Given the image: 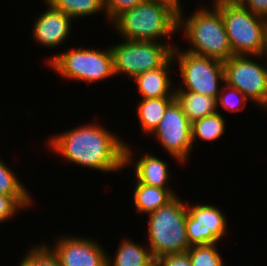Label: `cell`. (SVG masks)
I'll use <instances>...</instances> for the list:
<instances>
[{
  "instance_id": "obj_1",
  "label": "cell",
  "mask_w": 267,
  "mask_h": 266,
  "mask_svg": "<svg viewBox=\"0 0 267 266\" xmlns=\"http://www.w3.org/2000/svg\"><path fill=\"white\" fill-rule=\"evenodd\" d=\"M50 151L68 163L99 172H118L125 168V140L98 122L79 125L47 139Z\"/></svg>"
},
{
  "instance_id": "obj_2",
  "label": "cell",
  "mask_w": 267,
  "mask_h": 266,
  "mask_svg": "<svg viewBox=\"0 0 267 266\" xmlns=\"http://www.w3.org/2000/svg\"><path fill=\"white\" fill-rule=\"evenodd\" d=\"M123 40L176 44L164 38L178 33V12L160 0H145L117 16L111 23ZM163 40V41H162Z\"/></svg>"
},
{
  "instance_id": "obj_3",
  "label": "cell",
  "mask_w": 267,
  "mask_h": 266,
  "mask_svg": "<svg viewBox=\"0 0 267 266\" xmlns=\"http://www.w3.org/2000/svg\"><path fill=\"white\" fill-rule=\"evenodd\" d=\"M185 13H178V33H184L183 36L191 45L185 51L222 62L234 55L221 12L217 7L210 9L209 5L202 4L190 16Z\"/></svg>"
},
{
  "instance_id": "obj_4",
  "label": "cell",
  "mask_w": 267,
  "mask_h": 266,
  "mask_svg": "<svg viewBox=\"0 0 267 266\" xmlns=\"http://www.w3.org/2000/svg\"><path fill=\"white\" fill-rule=\"evenodd\" d=\"M187 202L177 195L167 205L148 214L147 238L153 258L166 254L185 253L191 247L187 240Z\"/></svg>"
},
{
  "instance_id": "obj_5",
  "label": "cell",
  "mask_w": 267,
  "mask_h": 266,
  "mask_svg": "<svg viewBox=\"0 0 267 266\" xmlns=\"http://www.w3.org/2000/svg\"><path fill=\"white\" fill-rule=\"evenodd\" d=\"M46 63L58 76L87 84H95L115 75L110 46L100 50L94 49L93 46L85 48L81 45L49 56Z\"/></svg>"
},
{
  "instance_id": "obj_6",
  "label": "cell",
  "mask_w": 267,
  "mask_h": 266,
  "mask_svg": "<svg viewBox=\"0 0 267 266\" xmlns=\"http://www.w3.org/2000/svg\"><path fill=\"white\" fill-rule=\"evenodd\" d=\"M217 8L221 12L234 55H263L267 20L256 16L238 3H223Z\"/></svg>"
},
{
  "instance_id": "obj_7",
  "label": "cell",
  "mask_w": 267,
  "mask_h": 266,
  "mask_svg": "<svg viewBox=\"0 0 267 266\" xmlns=\"http://www.w3.org/2000/svg\"><path fill=\"white\" fill-rule=\"evenodd\" d=\"M179 48L177 45L173 49L172 58L177 61L174 63L178 64L183 85L177 84L175 91H191L217 98L221 84L225 83L223 62Z\"/></svg>"
},
{
  "instance_id": "obj_8",
  "label": "cell",
  "mask_w": 267,
  "mask_h": 266,
  "mask_svg": "<svg viewBox=\"0 0 267 266\" xmlns=\"http://www.w3.org/2000/svg\"><path fill=\"white\" fill-rule=\"evenodd\" d=\"M111 45L115 75L135 78L144 72L162 67L171 57L176 44L151 41L120 40Z\"/></svg>"
},
{
  "instance_id": "obj_9",
  "label": "cell",
  "mask_w": 267,
  "mask_h": 266,
  "mask_svg": "<svg viewBox=\"0 0 267 266\" xmlns=\"http://www.w3.org/2000/svg\"><path fill=\"white\" fill-rule=\"evenodd\" d=\"M254 58V60H253ZM261 56L233 55L223 62L225 83L237 88L254 105L267 108V63L260 64Z\"/></svg>"
},
{
  "instance_id": "obj_10",
  "label": "cell",
  "mask_w": 267,
  "mask_h": 266,
  "mask_svg": "<svg viewBox=\"0 0 267 266\" xmlns=\"http://www.w3.org/2000/svg\"><path fill=\"white\" fill-rule=\"evenodd\" d=\"M153 137L173 157L175 162L184 164L190 159L193 149L191 122L174 100L167 108L158 127L152 132Z\"/></svg>"
},
{
  "instance_id": "obj_11",
  "label": "cell",
  "mask_w": 267,
  "mask_h": 266,
  "mask_svg": "<svg viewBox=\"0 0 267 266\" xmlns=\"http://www.w3.org/2000/svg\"><path fill=\"white\" fill-rule=\"evenodd\" d=\"M187 210L185 226L190 246L218 243L227 235V217L219 207L187 203Z\"/></svg>"
},
{
  "instance_id": "obj_12",
  "label": "cell",
  "mask_w": 267,
  "mask_h": 266,
  "mask_svg": "<svg viewBox=\"0 0 267 266\" xmlns=\"http://www.w3.org/2000/svg\"><path fill=\"white\" fill-rule=\"evenodd\" d=\"M60 236H57L59 239L56 237L53 246L44 244L61 266H107V251L97 240L76 235Z\"/></svg>"
},
{
  "instance_id": "obj_13",
  "label": "cell",
  "mask_w": 267,
  "mask_h": 266,
  "mask_svg": "<svg viewBox=\"0 0 267 266\" xmlns=\"http://www.w3.org/2000/svg\"><path fill=\"white\" fill-rule=\"evenodd\" d=\"M47 7L32 27V37L36 44L45 48H58L67 41L71 33L73 19L62 11L52 8L48 3Z\"/></svg>"
},
{
  "instance_id": "obj_14",
  "label": "cell",
  "mask_w": 267,
  "mask_h": 266,
  "mask_svg": "<svg viewBox=\"0 0 267 266\" xmlns=\"http://www.w3.org/2000/svg\"><path fill=\"white\" fill-rule=\"evenodd\" d=\"M133 150L130 145L125 144V167L134 166L135 180L139 183L159 188H171L168 185L170 182L169 174H171L168 167L169 164L165 160H161L160 157L154 156V154L145 152L140 154L138 159L135 160ZM151 154V155H150ZM135 163V164H134ZM134 164V165H133Z\"/></svg>"
},
{
  "instance_id": "obj_15",
  "label": "cell",
  "mask_w": 267,
  "mask_h": 266,
  "mask_svg": "<svg viewBox=\"0 0 267 266\" xmlns=\"http://www.w3.org/2000/svg\"><path fill=\"white\" fill-rule=\"evenodd\" d=\"M174 62L171 57L162 67L144 72L133 79L141 99L174 97L175 86L171 77Z\"/></svg>"
},
{
  "instance_id": "obj_16",
  "label": "cell",
  "mask_w": 267,
  "mask_h": 266,
  "mask_svg": "<svg viewBox=\"0 0 267 266\" xmlns=\"http://www.w3.org/2000/svg\"><path fill=\"white\" fill-rule=\"evenodd\" d=\"M133 185H135L133 205L135 206V210L141 213L142 216L143 214L148 215L167 205L177 196V193H175V190L173 191L172 188L149 186L139 183L137 180Z\"/></svg>"
},
{
  "instance_id": "obj_17",
  "label": "cell",
  "mask_w": 267,
  "mask_h": 266,
  "mask_svg": "<svg viewBox=\"0 0 267 266\" xmlns=\"http://www.w3.org/2000/svg\"><path fill=\"white\" fill-rule=\"evenodd\" d=\"M113 256H110L109 253L107 254V266L156 265V260L153 258L150 248L148 246H140V244L129 240V238L122 239Z\"/></svg>"
},
{
  "instance_id": "obj_18",
  "label": "cell",
  "mask_w": 267,
  "mask_h": 266,
  "mask_svg": "<svg viewBox=\"0 0 267 266\" xmlns=\"http://www.w3.org/2000/svg\"><path fill=\"white\" fill-rule=\"evenodd\" d=\"M174 97L191 123L218 112L216 98L191 91H175Z\"/></svg>"
},
{
  "instance_id": "obj_19",
  "label": "cell",
  "mask_w": 267,
  "mask_h": 266,
  "mask_svg": "<svg viewBox=\"0 0 267 266\" xmlns=\"http://www.w3.org/2000/svg\"><path fill=\"white\" fill-rule=\"evenodd\" d=\"M175 97H160L152 99H141L137 104V116L141 126V132L151 135L158 127L168 106Z\"/></svg>"
},
{
  "instance_id": "obj_20",
  "label": "cell",
  "mask_w": 267,
  "mask_h": 266,
  "mask_svg": "<svg viewBox=\"0 0 267 266\" xmlns=\"http://www.w3.org/2000/svg\"><path fill=\"white\" fill-rule=\"evenodd\" d=\"M225 117L216 112L205 116L202 119L196 120L191 123V139L194 143L198 140L213 142L220 138L225 133ZM197 140V141H196Z\"/></svg>"
},
{
  "instance_id": "obj_21",
  "label": "cell",
  "mask_w": 267,
  "mask_h": 266,
  "mask_svg": "<svg viewBox=\"0 0 267 266\" xmlns=\"http://www.w3.org/2000/svg\"><path fill=\"white\" fill-rule=\"evenodd\" d=\"M44 3H48L52 8L64 12L74 20L101 12H104L107 19L103 0H45Z\"/></svg>"
},
{
  "instance_id": "obj_22",
  "label": "cell",
  "mask_w": 267,
  "mask_h": 266,
  "mask_svg": "<svg viewBox=\"0 0 267 266\" xmlns=\"http://www.w3.org/2000/svg\"><path fill=\"white\" fill-rule=\"evenodd\" d=\"M187 252L192 266H225L217 243L194 245Z\"/></svg>"
},
{
  "instance_id": "obj_23",
  "label": "cell",
  "mask_w": 267,
  "mask_h": 266,
  "mask_svg": "<svg viewBox=\"0 0 267 266\" xmlns=\"http://www.w3.org/2000/svg\"><path fill=\"white\" fill-rule=\"evenodd\" d=\"M248 102L252 103L241 91L224 83L216 98L217 111L220 112L221 107L227 112L237 113L244 110Z\"/></svg>"
},
{
  "instance_id": "obj_24",
  "label": "cell",
  "mask_w": 267,
  "mask_h": 266,
  "mask_svg": "<svg viewBox=\"0 0 267 266\" xmlns=\"http://www.w3.org/2000/svg\"><path fill=\"white\" fill-rule=\"evenodd\" d=\"M0 194L8 196H31L26 186L16 176L11 167L0 158Z\"/></svg>"
},
{
  "instance_id": "obj_25",
  "label": "cell",
  "mask_w": 267,
  "mask_h": 266,
  "mask_svg": "<svg viewBox=\"0 0 267 266\" xmlns=\"http://www.w3.org/2000/svg\"><path fill=\"white\" fill-rule=\"evenodd\" d=\"M32 196H8L0 194V224L13 219L20 209L31 208L34 204Z\"/></svg>"
},
{
  "instance_id": "obj_26",
  "label": "cell",
  "mask_w": 267,
  "mask_h": 266,
  "mask_svg": "<svg viewBox=\"0 0 267 266\" xmlns=\"http://www.w3.org/2000/svg\"><path fill=\"white\" fill-rule=\"evenodd\" d=\"M21 258L19 266H61L53 252L43 243L33 245Z\"/></svg>"
},
{
  "instance_id": "obj_27",
  "label": "cell",
  "mask_w": 267,
  "mask_h": 266,
  "mask_svg": "<svg viewBox=\"0 0 267 266\" xmlns=\"http://www.w3.org/2000/svg\"><path fill=\"white\" fill-rule=\"evenodd\" d=\"M145 0H103L104 8L107 14V22L111 23L117 16L123 12L132 9Z\"/></svg>"
},
{
  "instance_id": "obj_28",
  "label": "cell",
  "mask_w": 267,
  "mask_h": 266,
  "mask_svg": "<svg viewBox=\"0 0 267 266\" xmlns=\"http://www.w3.org/2000/svg\"><path fill=\"white\" fill-rule=\"evenodd\" d=\"M155 266H192L188 252L166 254L156 259Z\"/></svg>"
},
{
  "instance_id": "obj_29",
  "label": "cell",
  "mask_w": 267,
  "mask_h": 266,
  "mask_svg": "<svg viewBox=\"0 0 267 266\" xmlns=\"http://www.w3.org/2000/svg\"><path fill=\"white\" fill-rule=\"evenodd\" d=\"M238 4L267 20V0H240Z\"/></svg>"
},
{
  "instance_id": "obj_30",
  "label": "cell",
  "mask_w": 267,
  "mask_h": 266,
  "mask_svg": "<svg viewBox=\"0 0 267 266\" xmlns=\"http://www.w3.org/2000/svg\"><path fill=\"white\" fill-rule=\"evenodd\" d=\"M160 1H164V2H167L168 4L172 5L175 9H177V12H181L183 11L184 9V5L181 3L183 2H180L181 0H160Z\"/></svg>"
},
{
  "instance_id": "obj_31",
  "label": "cell",
  "mask_w": 267,
  "mask_h": 266,
  "mask_svg": "<svg viewBox=\"0 0 267 266\" xmlns=\"http://www.w3.org/2000/svg\"><path fill=\"white\" fill-rule=\"evenodd\" d=\"M212 6L211 7H220L223 3H224V0H212Z\"/></svg>"
},
{
  "instance_id": "obj_32",
  "label": "cell",
  "mask_w": 267,
  "mask_h": 266,
  "mask_svg": "<svg viewBox=\"0 0 267 266\" xmlns=\"http://www.w3.org/2000/svg\"><path fill=\"white\" fill-rule=\"evenodd\" d=\"M263 57H265L267 60V36H266L265 49H264ZM266 63H267V61H266Z\"/></svg>"
},
{
  "instance_id": "obj_33",
  "label": "cell",
  "mask_w": 267,
  "mask_h": 266,
  "mask_svg": "<svg viewBox=\"0 0 267 266\" xmlns=\"http://www.w3.org/2000/svg\"><path fill=\"white\" fill-rule=\"evenodd\" d=\"M240 0H224V3H238Z\"/></svg>"
}]
</instances>
